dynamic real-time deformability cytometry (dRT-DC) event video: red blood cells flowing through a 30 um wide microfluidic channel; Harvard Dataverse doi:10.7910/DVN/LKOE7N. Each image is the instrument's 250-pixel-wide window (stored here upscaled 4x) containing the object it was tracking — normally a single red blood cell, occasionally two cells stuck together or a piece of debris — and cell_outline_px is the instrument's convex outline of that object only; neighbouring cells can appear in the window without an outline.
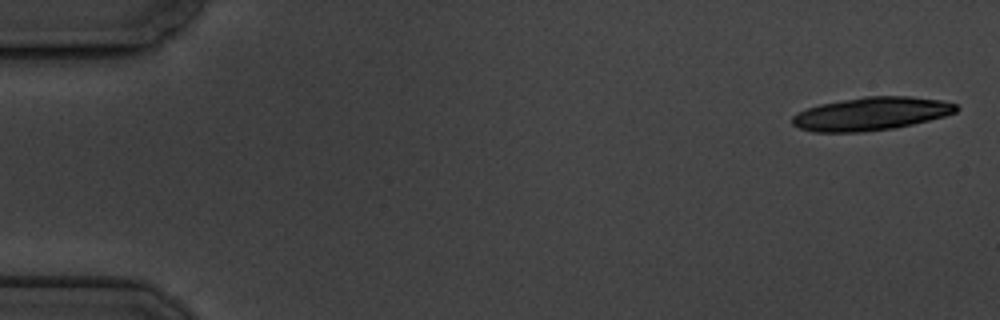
{"species": "common noctule bat (a hibernating species)", "species_latin": "Nyctalus noctula", "temperature_condition": "cold", "stored_images_in_passage": 7, "camera_frame_rate_fps": 3000, "um_per_image_px": 0.085, "animal": {"sex": "male", "body_mass_g": 19.5, "forearm_length_mm": 54.6}, "frame": {"image": 1, "passage_image": 1, "time_ms": 0.0, "image_size_px": [1000, 320], "cell_outline_px": [[960, 108], [956, 112], [944, 116], [896, 128], [860, 132], [812, 132], [800, 128], [792, 124], [792, 116], [808, 108], [820, 104], [864, 96], [908, 96], [944, 100], [956, 104]], "centroid_in_image_um": [74.07, 9.67], "position_along_channel_um": 10.9, "area_um2": 31.67}}
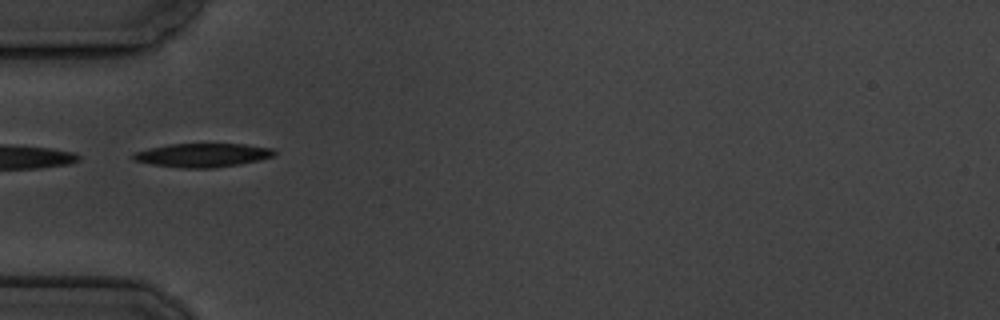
{"frame": {"image": 2, "passage_image": 5, "time_ms": 5.667, "image_size_px": [1000, 320], "cell_outline_px": [[276, 152], [272, 156], [260, 160], [240, 164], [216, 168], [184, 168], [152, 164], [132, 160], [132, 156], [136, 152], [148, 148], [168, 144], [244, 144], [272, 148]], "centroid_in_image_um": [17.22, 13.19], "position_along_channel_um": 67.8, "area_um2": 19.48}}